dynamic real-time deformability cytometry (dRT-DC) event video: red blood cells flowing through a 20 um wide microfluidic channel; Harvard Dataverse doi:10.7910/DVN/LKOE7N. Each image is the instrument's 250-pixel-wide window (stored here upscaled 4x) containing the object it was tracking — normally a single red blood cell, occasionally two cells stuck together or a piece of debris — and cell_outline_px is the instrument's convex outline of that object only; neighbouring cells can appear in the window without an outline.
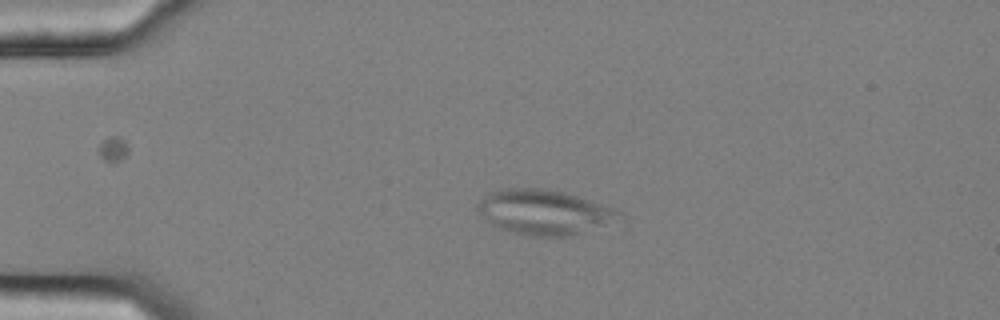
{"species": "common noctule bat (a hibernating species)", "species_latin": "Nyctalus noctula", "temperature_condition": "cold", "stored_images_in_passage": 44, "camera_frame_rate_fps": 3000, "um_per_image_px": 0.085, "animal": {"sex": "female", "body_mass_g": 25.1}, "frame": {"image": 1, "passage_image": 1, "time_ms": 0.0, "image_size_px": [1000, 320], "cell_outline_px": [[624, 216], [604, 224], [572, 236], [528, 236], [512, 232], [500, 228], [492, 224], [476, 208], [480, 200], [492, 192], [500, 188], [556, 188], [612, 208], [620, 212]], "centroid_in_image_um": [46.24, 18.01], "position_along_channel_um": 38.8, "area_um2": 36.65}}
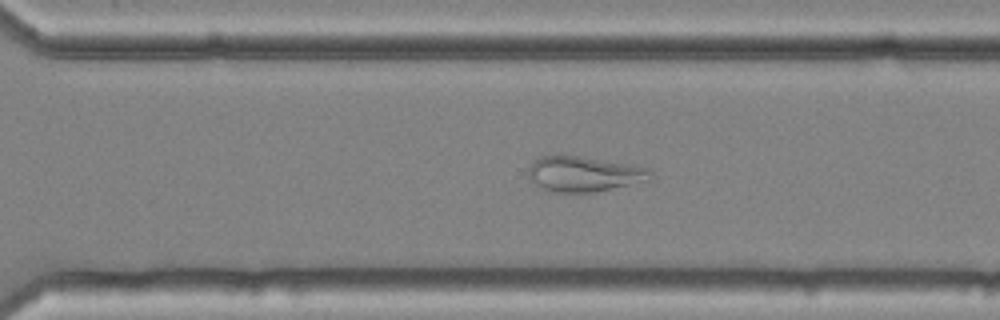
{"frame": {"image": 2, "passage_image": 28, "time_ms": 9.0, "image_size_px": [1000, 320], "cell_outline_px": [[652, 180], [596, 192], [548, 192], [528, 180], [528, 168], [540, 156], [556, 152], [628, 164], [648, 168], [652, 172]], "centroid_in_image_um": [49.59, 14.77], "position_along_channel_um": 321.0, "area_um2": 25.78}}
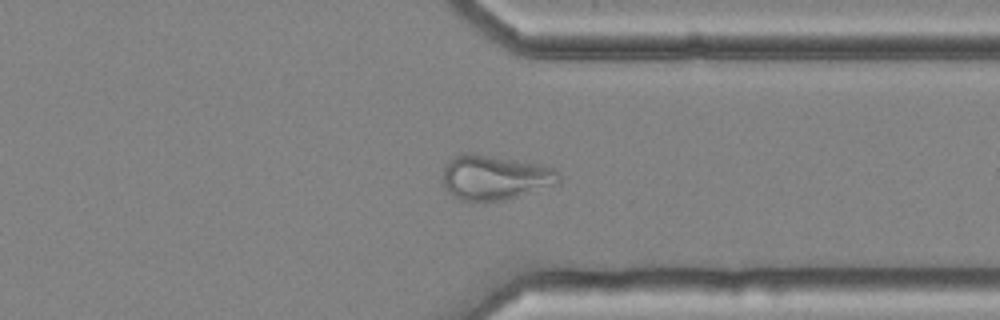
{"frame": {"image": 3, "passage_image": 32, "time_ms": 10.333, "image_size_px": [1000, 320], "cell_outline_px": [[560, 184], [504, 200], [460, 200], [448, 192], [444, 184], [444, 168], [448, 160], [464, 152], [472, 152], [540, 164], [556, 168], [560, 172]], "centroid_in_image_um": [42.12, 15.06], "position_along_channel_um": 369.3, "area_um2": 30.4}}